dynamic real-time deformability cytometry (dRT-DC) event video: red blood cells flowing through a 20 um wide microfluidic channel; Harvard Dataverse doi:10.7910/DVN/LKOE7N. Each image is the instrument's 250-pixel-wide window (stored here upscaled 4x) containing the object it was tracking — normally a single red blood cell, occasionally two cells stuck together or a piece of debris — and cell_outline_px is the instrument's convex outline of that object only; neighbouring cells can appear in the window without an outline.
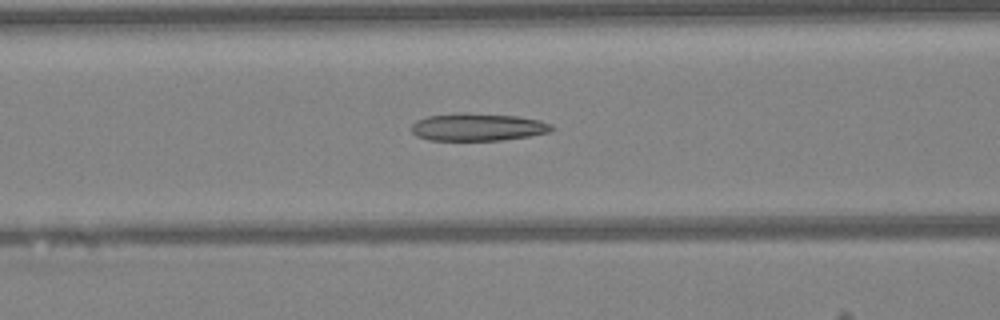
{"species": "Egyptian fruit bat (a non-hibernating species)", "species_latin": "Rousettus aegyptiacus", "temperature_condition": "warm", "stored_images_in_passage": 47, "camera_frame_rate_fps": 3000, "um_per_image_px": 0.085, "animal": {"sex": "female"}, "frame": {"image": 1, "passage_image": 19, "time_ms": 6.0, "image_size_px": [1000, 320], "cell_outline_px": [[556, 128], [548, 132], [528, 136], [500, 140], [428, 140], [416, 136], [412, 132], [412, 124], [416, 120], [428, 116], [452, 112], [464, 112], [516, 116], [540, 120], [552, 124]], "centroid_in_image_um": [40.58, 10.79], "position_along_channel_um": 126.0, "area_um2": 22.72}}
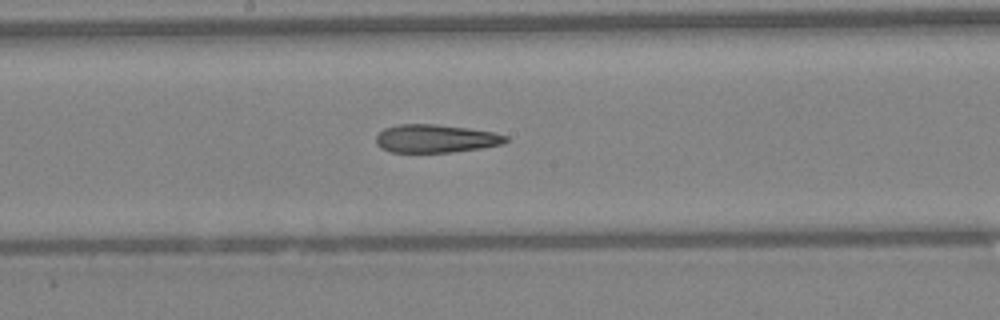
{"frame": {"image": 2, "passage_image": 25, "time_ms": 8.0, "image_size_px": [1000, 320], "cell_outline_px": [[508, 140], [504, 144], [480, 148], [452, 152], [388, 152], [380, 148], [376, 144], [376, 136], [384, 128], [396, 124], [436, 124], [468, 128], [492, 132], [508, 136]], "centroid_in_image_um": [37.0, 11.78], "position_along_channel_um": 211.2, "area_um2": 21.39}}
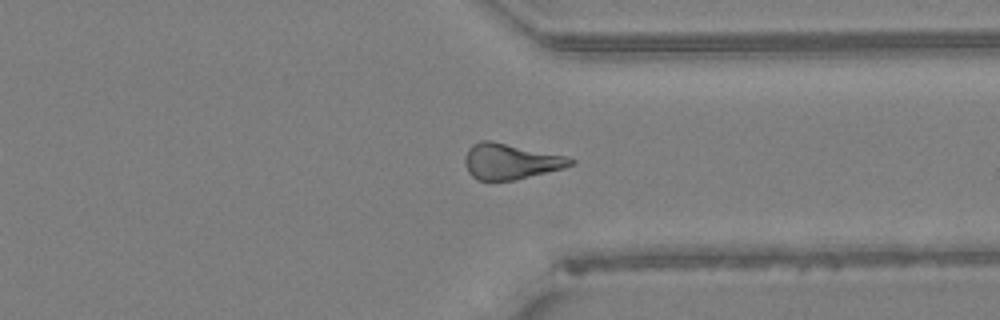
{"frame": {"image": 3, "passage_image": 36, "time_ms": 11.667, "image_size_px": [1000, 320], "cell_outline_px": [[576, 164], [564, 168], [516, 180], [476, 180], [468, 172], [464, 160], [468, 148], [472, 144], [480, 140], [492, 140], [564, 156], [576, 160]], "centroid_in_image_um": [43.38, 13.72], "position_along_channel_um": 368.0, "area_um2": 22.02}, "authors_computed_cell_mechanics": {"area_um2": 22.1952, "velocity_mm_per_s": 4.2778, "shape_relaxation_time_tau1_ms": null, "shape_relaxation_time_tau2_ms": 5.208, "deformation_change_tau1": null, "deformation_change_tau2": 0.1833}}